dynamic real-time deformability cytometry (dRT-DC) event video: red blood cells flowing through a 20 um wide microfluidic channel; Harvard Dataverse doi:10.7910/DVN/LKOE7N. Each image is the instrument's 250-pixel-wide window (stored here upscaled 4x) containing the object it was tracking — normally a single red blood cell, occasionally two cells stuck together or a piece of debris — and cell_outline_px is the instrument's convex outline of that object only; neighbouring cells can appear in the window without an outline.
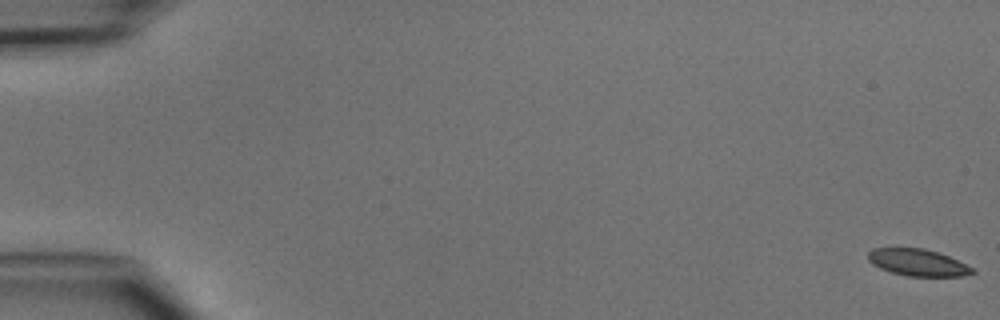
{"species": "common noctule bat (a hibernating species)", "species_latin": "Nyctalus noctula", "temperature_condition": "cold", "stored_images_in_passage": 6, "camera_frame_rate_fps": 3000, "um_per_image_px": 0.085, "animal": {"sex": "male", "body_mass_g": 15.6}, "frame": {"image": 1, "passage_image": 1, "time_ms": 0.0, "image_size_px": [1000, 320], "cell_outline_px": [[976, 272], [964, 276], [908, 276], [892, 272], [880, 268], [872, 264], [868, 260], [868, 252], [872, 248], [924, 248], [948, 256], [976, 268]], "centroid_in_image_um": [78.04, 22.31], "position_along_channel_um": 7.0, "area_um2": 16.36}}
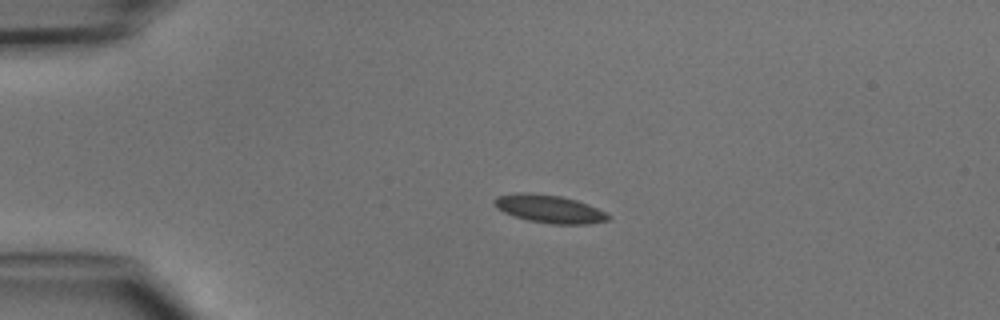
{"frame": {"image": 2, "passage_image": 4, "time_ms": 3.667, "image_size_px": [1000, 320], "cell_outline_px": [[608, 220], [588, 224], [552, 224], [528, 220], [504, 212], [496, 208], [492, 200], [496, 196], [520, 192], [532, 192], [560, 196], [576, 200], [588, 204], [604, 212], [608, 216]], "centroid_in_image_um": [46.64, 17.74], "position_along_channel_um": 38.4, "area_um2": 18.44}}